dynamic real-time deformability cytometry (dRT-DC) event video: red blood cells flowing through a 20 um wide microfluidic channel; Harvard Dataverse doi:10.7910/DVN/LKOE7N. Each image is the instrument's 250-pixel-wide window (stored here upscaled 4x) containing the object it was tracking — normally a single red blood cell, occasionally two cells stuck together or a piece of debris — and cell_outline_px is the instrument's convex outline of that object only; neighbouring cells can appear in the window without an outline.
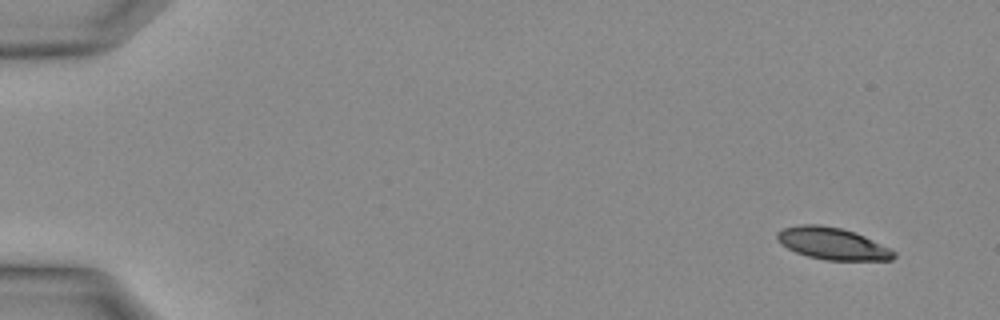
{"species": "Egyptian fruit bat (a non-hibernating species)", "species_latin": "Rousettus aegyptiacus", "temperature_condition": "warm", "stored_images_in_passage": 34, "camera_frame_rate_fps": 3000, "um_per_image_px": 0.085, "animal": {"sex": "female"}, "frame": {"image": 1, "passage_image": 3, "time_ms": 0.667, "image_size_px": [1000, 320], "cell_outline_px": [[896, 256], [892, 260], [824, 260], [808, 256], [796, 252], [788, 248], [776, 236], [776, 232], [784, 228], [800, 224], [820, 224], [840, 228], [864, 236], [896, 252]], "centroid_in_image_um": [70.76, 20.7], "position_along_channel_um": 14.2, "area_um2": 21.39}}
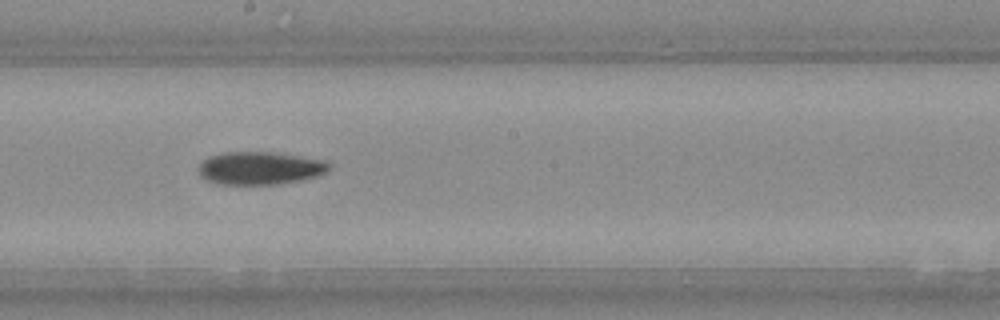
{"frame": {"image": 2, "passage_image": 20, "time_ms": 6.333, "image_size_px": [1000, 320], "cell_outline_px": [[332, 164], [328, 172], [316, 176], [300, 180], [276, 184], [224, 184], [208, 180], [200, 176], [200, 164], [204, 160], [212, 156], [228, 152], [272, 152], [324, 160]], "centroid_in_image_um": [22.16, 14.29], "position_along_channel_um": 226.0, "area_um2": 24.62}}
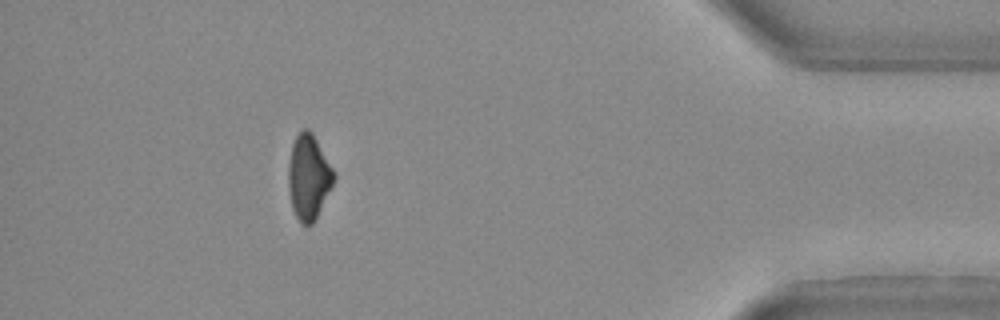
{"frame": {"image": 3, "passage_image": 31, "time_ms": 10.0, "image_size_px": [1000, 320], "cell_outline_px": [[336, 176], [312, 224], [300, 224], [292, 208], [288, 188], [288, 164], [292, 144], [296, 136], [304, 128], [308, 128], [312, 132], [336, 172]], "centroid_in_image_um": [26.22, 15.01], "position_along_channel_um": 409.0, "area_um2": 22.37}}